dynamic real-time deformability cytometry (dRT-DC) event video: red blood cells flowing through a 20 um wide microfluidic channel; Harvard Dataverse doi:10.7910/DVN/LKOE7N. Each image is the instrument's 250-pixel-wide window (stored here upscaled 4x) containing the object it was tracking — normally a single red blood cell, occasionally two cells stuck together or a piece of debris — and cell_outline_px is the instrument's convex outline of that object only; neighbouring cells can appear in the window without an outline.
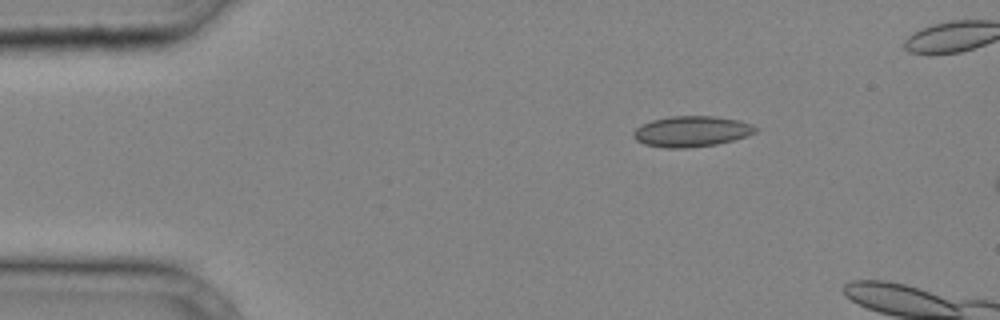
{"species": "common noctule bat (a hibernating species)", "species_latin": "Nyctalus noctula", "temperature_condition": "cold", "stored_images_in_passage": 6, "camera_frame_rate_fps": 3000, "um_per_image_px": 0.085, "animal": {"sex": "male", "body_mass_g": 20.4}, "frame": {"image": 1, "passage_image": 1, "time_ms": 0.0, "image_size_px": [1000, 320], "cell_outline_px": [[760, 128], [756, 132], [748, 136], [716, 144], [688, 148], [664, 148], [644, 144], [636, 140], [632, 136], [632, 132], [636, 128], [652, 120], [672, 116], [716, 116], [740, 120], [752, 124]], "centroid_in_image_um": [58.81, 11.17], "position_along_channel_um": 26.2, "area_um2": 22.02}}